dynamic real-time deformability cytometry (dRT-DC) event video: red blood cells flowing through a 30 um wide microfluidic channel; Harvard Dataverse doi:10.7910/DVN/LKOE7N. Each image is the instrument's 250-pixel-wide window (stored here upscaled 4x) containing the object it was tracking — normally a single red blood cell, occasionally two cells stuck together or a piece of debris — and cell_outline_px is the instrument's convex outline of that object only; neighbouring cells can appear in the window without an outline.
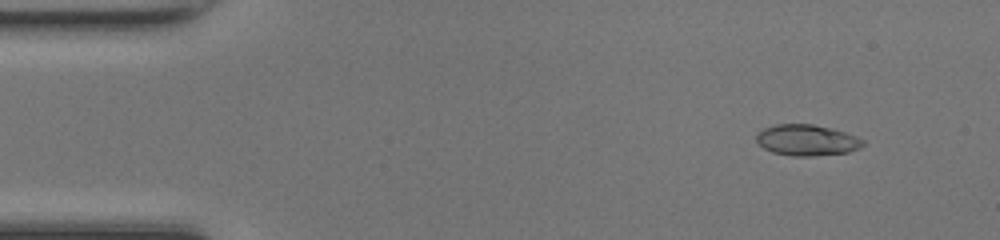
{"species": "common noctule bat (a hibernating species)", "species_latin": "Nyctalus noctula", "temperature_condition": "room temperature", "stored_images_in_passage": 48, "camera_frame_rate_fps": 3000, "um_per_image_px": 0.085, "animal": {"sex": "female", "body_mass_g": 17.0, "forearm_length_mm": 48.0}, "frame": {"image": 1, "passage_image": 4, "time_ms": 1.0, "image_size_px": [1000, 240], "cell_outline_px": [[864, 144], [860, 148], [848, 152], [812, 156], [792, 156], [772, 152], [764, 148], [756, 140], [756, 136], [764, 128], [776, 124], [812, 124], [832, 128], [856, 136], [864, 140]], "centroid_in_image_um": [68.6, 11.91], "position_along_channel_um": 16.4, "area_um2": 19.19}}
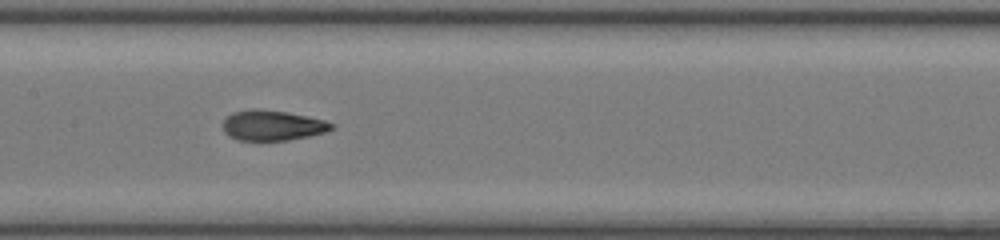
{"frame": {"image": 2, "passage_image": 23, "time_ms": 7.333, "image_size_px": [1000, 240], "cell_outline_px": [[336, 128], [328, 132], [288, 140], [236, 140], [228, 136], [224, 132], [224, 120], [232, 112], [252, 108], [284, 112], [324, 120], [336, 124]], "centroid_in_image_um": [23.18, 10.67], "position_along_channel_um": 184.2, "area_um2": 19.13}}
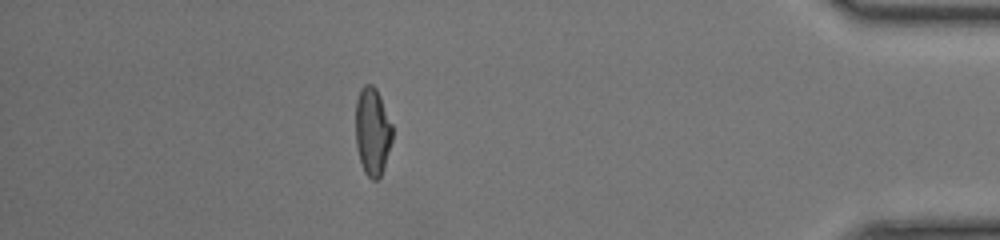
{"frame": {"image": 3, "passage_image": 42, "time_ms": 13.667, "image_size_px": [1000, 240], "cell_outline_px": [[392, 140], [384, 168], [380, 176], [376, 180], [372, 180], [364, 172], [360, 160], [356, 144], [356, 100], [360, 88], [364, 84], [372, 84], [376, 88], [380, 96], [392, 124]], "centroid_in_image_um": [31.66, 11.16], "position_along_channel_um": 403.5, "area_um2": 18.84}, "authors_computed_cell_mechanics": {"area_um2": 19.2185, "velocity_mm_per_s": 4.2578, "shape_relaxation_time_tau1_ms": 3.9051, "shape_relaxation_time_tau2_ms": 0.9638, "deformation_change_tau1": 0.2139, "deformation_change_tau2": 0.0688}}